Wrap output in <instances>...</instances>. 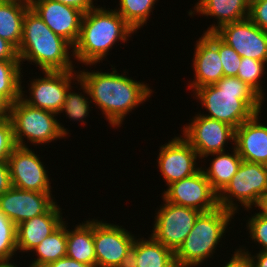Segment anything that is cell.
Listing matches in <instances>:
<instances>
[{"label": "cell", "mask_w": 267, "mask_h": 267, "mask_svg": "<svg viewBox=\"0 0 267 267\" xmlns=\"http://www.w3.org/2000/svg\"><path fill=\"white\" fill-rule=\"evenodd\" d=\"M112 72H78L80 88L102 110L112 126L122 124L124 117L151 96L152 90L143 82ZM144 101V102H143Z\"/></svg>", "instance_id": "1"}, {"label": "cell", "mask_w": 267, "mask_h": 267, "mask_svg": "<svg viewBox=\"0 0 267 267\" xmlns=\"http://www.w3.org/2000/svg\"><path fill=\"white\" fill-rule=\"evenodd\" d=\"M207 111L205 117L225 122L235 129L261 113L264 101L250 86L236 76L222 77L216 84L193 90Z\"/></svg>", "instance_id": "2"}, {"label": "cell", "mask_w": 267, "mask_h": 267, "mask_svg": "<svg viewBox=\"0 0 267 267\" xmlns=\"http://www.w3.org/2000/svg\"><path fill=\"white\" fill-rule=\"evenodd\" d=\"M134 32L115 9L94 7L83 15L72 56L85 65H95L108 55L115 42H126Z\"/></svg>", "instance_id": "3"}, {"label": "cell", "mask_w": 267, "mask_h": 267, "mask_svg": "<svg viewBox=\"0 0 267 267\" xmlns=\"http://www.w3.org/2000/svg\"><path fill=\"white\" fill-rule=\"evenodd\" d=\"M70 48L73 46L56 35L31 8L26 11L22 41L17 49L20 62H33L42 71H70L74 69Z\"/></svg>", "instance_id": "4"}, {"label": "cell", "mask_w": 267, "mask_h": 267, "mask_svg": "<svg viewBox=\"0 0 267 267\" xmlns=\"http://www.w3.org/2000/svg\"><path fill=\"white\" fill-rule=\"evenodd\" d=\"M234 213L222 207L201 212L180 247L174 252L177 267H193L204 263L223 237Z\"/></svg>", "instance_id": "5"}, {"label": "cell", "mask_w": 267, "mask_h": 267, "mask_svg": "<svg viewBox=\"0 0 267 267\" xmlns=\"http://www.w3.org/2000/svg\"><path fill=\"white\" fill-rule=\"evenodd\" d=\"M57 114L35 108L24 102L21 97L10 105L16 146L27 147L24 137L32 144L49 143L64 138L68 132L54 117Z\"/></svg>", "instance_id": "6"}, {"label": "cell", "mask_w": 267, "mask_h": 267, "mask_svg": "<svg viewBox=\"0 0 267 267\" xmlns=\"http://www.w3.org/2000/svg\"><path fill=\"white\" fill-rule=\"evenodd\" d=\"M267 190V168L262 163H251L242 161L236 174L230 183L218 195L220 207L237 213L238 204L241 203L246 210L255 205L259 196ZM237 205V206H236Z\"/></svg>", "instance_id": "7"}, {"label": "cell", "mask_w": 267, "mask_h": 267, "mask_svg": "<svg viewBox=\"0 0 267 267\" xmlns=\"http://www.w3.org/2000/svg\"><path fill=\"white\" fill-rule=\"evenodd\" d=\"M135 239L122 226L94 219L96 267H129Z\"/></svg>", "instance_id": "8"}, {"label": "cell", "mask_w": 267, "mask_h": 267, "mask_svg": "<svg viewBox=\"0 0 267 267\" xmlns=\"http://www.w3.org/2000/svg\"><path fill=\"white\" fill-rule=\"evenodd\" d=\"M165 201L155 216L151 236L175 252L192 230L200 211Z\"/></svg>", "instance_id": "9"}, {"label": "cell", "mask_w": 267, "mask_h": 267, "mask_svg": "<svg viewBox=\"0 0 267 267\" xmlns=\"http://www.w3.org/2000/svg\"><path fill=\"white\" fill-rule=\"evenodd\" d=\"M190 123L183 127L184 139L201 159L208 154L225 151V143L235 140V128L225 122L205 117L200 113Z\"/></svg>", "instance_id": "10"}, {"label": "cell", "mask_w": 267, "mask_h": 267, "mask_svg": "<svg viewBox=\"0 0 267 267\" xmlns=\"http://www.w3.org/2000/svg\"><path fill=\"white\" fill-rule=\"evenodd\" d=\"M45 76L31 81L30 97L24 98L21 88V99L32 107L40 108L59 114L65 102V96L71 86L72 79H78V72L70 71H42ZM74 72V73H73ZM74 74H76L74 76ZM75 77V78H74Z\"/></svg>", "instance_id": "11"}, {"label": "cell", "mask_w": 267, "mask_h": 267, "mask_svg": "<svg viewBox=\"0 0 267 267\" xmlns=\"http://www.w3.org/2000/svg\"><path fill=\"white\" fill-rule=\"evenodd\" d=\"M200 168L194 175L168 185L162 198L172 204L190 207L200 212L219 207L218 194L204 175L202 167Z\"/></svg>", "instance_id": "12"}, {"label": "cell", "mask_w": 267, "mask_h": 267, "mask_svg": "<svg viewBox=\"0 0 267 267\" xmlns=\"http://www.w3.org/2000/svg\"><path fill=\"white\" fill-rule=\"evenodd\" d=\"M214 33L232 47L241 58L246 57L267 63V32L249 18L225 24Z\"/></svg>", "instance_id": "13"}, {"label": "cell", "mask_w": 267, "mask_h": 267, "mask_svg": "<svg viewBox=\"0 0 267 267\" xmlns=\"http://www.w3.org/2000/svg\"><path fill=\"white\" fill-rule=\"evenodd\" d=\"M7 161L13 187L51 193L47 171L34 151L28 147L16 146Z\"/></svg>", "instance_id": "14"}, {"label": "cell", "mask_w": 267, "mask_h": 267, "mask_svg": "<svg viewBox=\"0 0 267 267\" xmlns=\"http://www.w3.org/2000/svg\"><path fill=\"white\" fill-rule=\"evenodd\" d=\"M165 144L160 147L157 161L166 185L188 178L201 169L195 165L199 158L196 150L182 136Z\"/></svg>", "instance_id": "15"}, {"label": "cell", "mask_w": 267, "mask_h": 267, "mask_svg": "<svg viewBox=\"0 0 267 267\" xmlns=\"http://www.w3.org/2000/svg\"><path fill=\"white\" fill-rule=\"evenodd\" d=\"M30 8L60 37L74 46L78 40L84 13L51 0H30Z\"/></svg>", "instance_id": "16"}, {"label": "cell", "mask_w": 267, "mask_h": 267, "mask_svg": "<svg viewBox=\"0 0 267 267\" xmlns=\"http://www.w3.org/2000/svg\"><path fill=\"white\" fill-rule=\"evenodd\" d=\"M51 196V193L22 190L12 186L0 196V211L17 226L47 212L56 203Z\"/></svg>", "instance_id": "17"}, {"label": "cell", "mask_w": 267, "mask_h": 267, "mask_svg": "<svg viewBox=\"0 0 267 267\" xmlns=\"http://www.w3.org/2000/svg\"><path fill=\"white\" fill-rule=\"evenodd\" d=\"M196 42L193 56L195 79L189 85L194 90L206 85L216 84L224 77L218 52V36L214 32H205Z\"/></svg>", "instance_id": "18"}, {"label": "cell", "mask_w": 267, "mask_h": 267, "mask_svg": "<svg viewBox=\"0 0 267 267\" xmlns=\"http://www.w3.org/2000/svg\"><path fill=\"white\" fill-rule=\"evenodd\" d=\"M260 113L243 122L235 129V149L243 161L267 162V125L260 123Z\"/></svg>", "instance_id": "19"}, {"label": "cell", "mask_w": 267, "mask_h": 267, "mask_svg": "<svg viewBox=\"0 0 267 267\" xmlns=\"http://www.w3.org/2000/svg\"><path fill=\"white\" fill-rule=\"evenodd\" d=\"M61 208L55 203L47 212L25 220L17 225V250L28 252L52 234L64 222Z\"/></svg>", "instance_id": "20"}, {"label": "cell", "mask_w": 267, "mask_h": 267, "mask_svg": "<svg viewBox=\"0 0 267 267\" xmlns=\"http://www.w3.org/2000/svg\"><path fill=\"white\" fill-rule=\"evenodd\" d=\"M249 5L247 0H199L194 7L195 10L188 13L191 16L200 13L216 17L217 24L212 25L206 31V33H213L225 24L248 18ZM195 11L196 13H193Z\"/></svg>", "instance_id": "21"}, {"label": "cell", "mask_w": 267, "mask_h": 267, "mask_svg": "<svg viewBox=\"0 0 267 267\" xmlns=\"http://www.w3.org/2000/svg\"><path fill=\"white\" fill-rule=\"evenodd\" d=\"M129 267H177L174 252L156 241L136 239L133 243Z\"/></svg>", "instance_id": "22"}, {"label": "cell", "mask_w": 267, "mask_h": 267, "mask_svg": "<svg viewBox=\"0 0 267 267\" xmlns=\"http://www.w3.org/2000/svg\"><path fill=\"white\" fill-rule=\"evenodd\" d=\"M66 256L80 263L96 267L94 247V219L67 230Z\"/></svg>", "instance_id": "23"}, {"label": "cell", "mask_w": 267, "mask_h": 267, "mask_svg": "<svg viewBox=\"0 0 267 267\" xmlns=\"http://www.w3.org/2000/svg\"><path fill=\"white\" fill-rule=\"evenodd\" d=\"M232 149H234L232 154H229V152L226 154V152L223 151L204 156L206 158L209 155H216L210 164L211 166L205 169L206 171L204 169L202 170L213 190L218 195L230 183L243 161L235 147Z\"/></svg>", "instance_id": "24"}, {"label": "cell", "mask_w": 267, "mask_h": 267, "mask_svg": "<svg viewBox=\"0 0 267 267\" xmlns=\"http://www.w3.org/2000/svg\"><path fill=\"white\" fill-rule=\"evenodd\" d=\"M30 3L0 0V37L17 49L22 41L23 20Z\"/></svg>", "instance_id": "25"}, {"label": "cell", "mask_w": 267, "mask_h": 267, "mask_svg": "<svg viewBox=\"0 0 267 267\" xmlns=\"http://www.w3.org/2000/svg\"><path fill=\"white\" fill-rule=\"evenodd\" d=\"M67 225L65 222L52 234L46 236L39 245L34 247L38 256L29 267H45L47 264L66 256Z\"/></svg>", "instance_id": "26"}, {"label": "cell", "mask_w": 267, "mask_h": 267, "mask_svg": "<svg viewBox=\"0 0 267 267\" xmlns=\"http://www.w3.org/2000/svg\"><path fill=\"white\" fill-rule=\"evenodd\" d=\"M21 64L20 61H0V95L10 105L21 97Z\"/></svg>", "instance_id": "27"}, {"label": "cell", "mask_w": 267, "mask_h": 267, "mask_svg": "<svg viewBox=\"0 0 267 267\" xmlns=\"http://www.w3.org/2000/svg\"><path fill=\"white\" fill-rule=\"evenodd\" d=\"M156 1L157 0H119L120 8L115 10L136 32L147 23V19Z\"/></svg>", "instance_id": "28"}, {"label": "cell", "mask_w": 267, "mask_h": 267, "mask_svg": "<svg viewBox=\"0 0 267 267\" xmlns=\"http://www.w3.org/2000/svg\"><path fill=\"white\" fill-rule=\"evenodd\" d=\"M265 63L259 60L243 57L238 68L237 76L248 86H250L263 100V89L260 85V79L265 73Z\"/></svg>", "instance_id": "29"}, {"label": "cell", "mask_w": 267, "mask_h": 267, "mask_svg": "<svg viewBox=\"0 0 267 267\" xmlns=\"http://www.w3.org/2000/svg\"><path fill=\"white\" fill-rule=\"evenodd\" d=\"M17 226L0 211V262L12 260L17 251Z\"/></svg>", "instance_id": "30"}, {"label": "cell", "mask_w": 267, "mask_h": 267, "mask_svg": "<svg viewBox=\"0 0 267 267\" xmlns=\"http://www.w3.org/2000/svg\"><path fill=\"white\" fill-rule=\"evenodd\" d=\"M71 89L72 88L70 87L67 91L65 102L63 103L60 113L65 111L66 115H68L71 120H81L85 125L83 118H86V116L89 114V103H91L92 101L89 102L88 98H85V96H83V94L81 93H71Z\"/></svg>", "instance_id": "31"}, {"label": "cell", "mask_w": 267, "mask_h": 267, "mask_svg": "<svg viewBox=\"0 0 267 267\" xmlns=\"http://www.w3.org/2000/svg\"><path fill=\"white\" fill-rule=\"evenodd\" d=\"M218 52L223 66L224 77L237 76L241 57L218 37Z\"/></svg>", "instance_id": "32"}, {"label": "cell", "mask_w": 267, "mask_h": 267, "mask_svg": "<svg viewBox=\"0 0 267 267\" xmlns=\"http://www.w3.org/2000/svg\"><path fill=\"white\" fill-rule=\"evenodd\" d=\"M16 147L10 117L0 120V160H8Z\"/></svg>", "instance_id": "33"}, {"label": "cell", "mask_w": 267, "mask_h": 267, "mask_svg": "<svg viewBox=\"0 0 267 267\" xmlns=\"http://www.w3.org/2000/svg\"><path fill=\"white\" fill-rule=\"evenodd\" d=\"M247 228L252 240L263 247L261 251H267V217L255 213L249 217Z\"/></svg>", "instance_id": "34"}, {"label": "cell", "mask_w": 267, "mask_h": 267, "mask_svg": "<svg viewBox=\"0 0 267 267\" xmlns=\"http://www.w3.org/2000/svg\"><path fill=\"white\" fill-rule=\"evenodd\" d=\"M248 18L267 32V0H255L249 5Z\"/></svg>", "instance_id": "35"}, {"label": "cell", "mask_w": 267, "mask_h": 267, "mask_svg": "<svg viewBox=\"0 0 267 267\" xmlns=\"http://www.w3.org/2000/svg\"><path fill=\"white\" fill-rule=\"evenodd\" d=\"M20 61L17 48L9 41L0 37V61Z\"/></svg>", "instance_id": "36"}, {"label": "cell", "mask_w": 267, "mask_h": 267, "mask_svg": "<svg viewBox=\"0 0 267 267\" xmlns=\"http://www.w3.org/2000/svg\"><path fill=\"white\" fill-rule=\"evenodd\" d=\"M12 187L7 160H0V196Z\"/></svg>", "instance_id": "37"}, {"label": "cell", "mask_w": 267, "mask_h": 267, "mask_svg": "<svg viewBox=\"0 0 267 267\" xmlns=\"http://www.w3.org/2000/svg\"><path fill=\"white\" fill-rule=\"evenodd\" d=\"M223 267H253V264L246 254L241 253L237 249L230 261Z\"/></svg>", "instance_id": "38"}, {"label": "cell", "mask_w": 267, "mask_h": 267, "mask_svg": "<svg viewBox=\"0 0 267 267\" xmlns=\"http://www.w3.org/2000/svg\"><path fill=\"white\" fill-rule=\"evenodd\" d=\"M51 1L60 2L64 5L74 7L82 11L84 14L95 7L93 5V0H51Z\"/></svg>", "instance_id": "39"}, {"label": "cell", "mask_w": 267, "mask_h": 267, "mask_svg": "<svg viewBox=\"0 0 267 267\" xmlns=\"http://www.w3.org/2000/svg\"><path fill=\"white\" fill-rule=\"evenodd\" d=\"M45 267H91L87 264L80 263L67 256L58 259L57 261L47 264Z\"/></svg>", "instance_id": "40"}, {"label": "cell", "mask_w": 267, "mask_h": 267, "mask_svg": "<svg viewBox=\"0 0 267 267\" xmlns=\"http://www.w3.org/2000/svg\"><path fill=\"white\" fill-rule=\"evenodd\" d=\"M238 250L248 256V258L253 264V267H267V251H260L256 256H252L248 251H246V249L242 250L240 248Z\"/></svg>", "instance_id": "41"}, {"label": "cell", "mask_w": 267, "mask_h": 267, "mask_svg": "<svg viewBox=\"0 0 267 267\" xmlns=\"http://www.w3.org/2000/svg\"><path fill=\"white\" fill-rule=\"evenodd\" d=\"M254 206L259 207L258 209L261 210L257 214L267 217V190L262 195L259 196Z\"/></svg>", "instance_id": "42"}, {"label": "cell", "mask_w": 267, "mask_h": 267, "mask_svg": "<svg viewBox=\"0 0 267 267\" xmlns=\"http://www.w3.org/2000/svg\"><path fill=\"white\" fill-rule=\"evenodd\" d=\"M10 104L0 95V120L9 117Z\"/></svg>", "instance_id": "43"}, {"label": "cell", "mask_w": 267, "mask_h": 267, "mask_svg": "<svg viewBox=\"0 0 267 267\" xmlns=\"http://www.w3.org/2000/svg\"><path fill=\"white\" fill-rule=\"evenodd\" d=\"M0 267H18V266L17 265L14 266L11 262L9 263V261H1Z\"/></svg>", "instance_id": "44"}, {"label": "cell", "mask_w": 267, "mask_h": 267, "mask_svg": "<svg viewBox=\"0 0 267 267\" xmlns=\"http://www.w3.org/2000/svg\"><path fill=\"white\" fill-rule=\"evenodd\" d=\"M4 1H17V2H23V3H30V0H4Z\"/></svg>", "instance_id": "45"}, {"label": "cell", "mask_w": 267, "mask_h": 267, "mask_svg": "<svg viewBox=\"0 0 267 267\" xmlns=\"http://www.w3.org/2000/svg\"><path fill=\"white\" fill-rule=\"evenodd\" d=\"M248 2H249V4L251 3V2H253V1H255V0H247Z\"/></svg>", "instance_id": "46"}]
</instances>
